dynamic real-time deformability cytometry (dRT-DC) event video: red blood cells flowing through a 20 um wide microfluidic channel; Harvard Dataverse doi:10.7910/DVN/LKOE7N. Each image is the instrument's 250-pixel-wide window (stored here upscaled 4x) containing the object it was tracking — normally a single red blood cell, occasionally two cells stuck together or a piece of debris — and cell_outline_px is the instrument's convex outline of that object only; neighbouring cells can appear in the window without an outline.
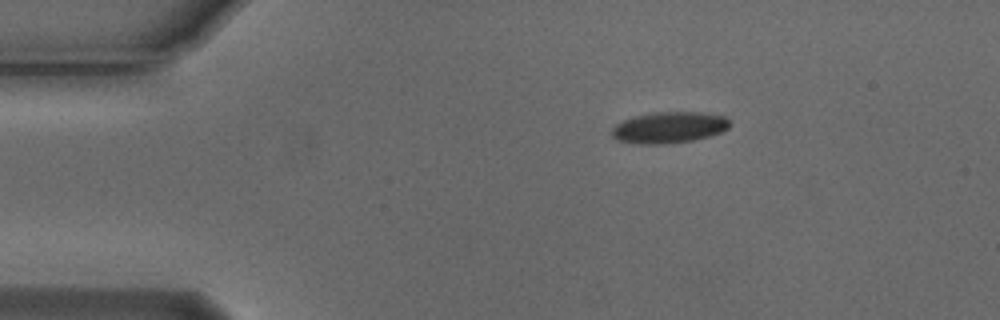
{"species": "Egyptian fruit bat (a non-hibernating species)", "species_latin": "Rousettus aegyptiacus", "temperature_condition": "cold", "stored_images_in_passage": 3, "camera_frame_rate_fps": 3000, "um_per_image_px": 0.085, "animal": {"sex": "male"}, "frame": {"image": 1, "passage_image": 1, "time_ms": 0.0, "image_size_px": [1000, 320], "cell_outline_px": [[732, 124], [728, 128], [720, 132], [708, 136], [692, 140], [660, 144], [640, 144], [616, 140], [612, 136], [612, 128], [616, 124], [624, 120], [636, 116], [656, 112], [704, 112], [724, 116]], "centroid_in_image_um": [56.87, 10.83], "position_along_channel_um": 28.1, "area_um2": 21.33}}
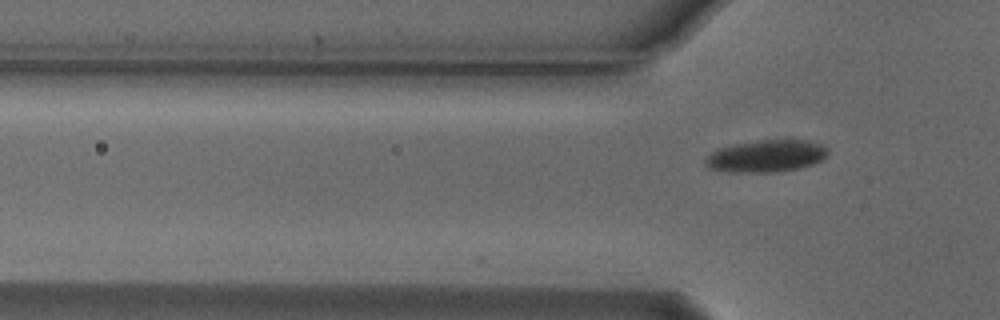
{"frame": {"image": 2, "passage_image": 3, "time_ms": 0.667, "image_size_px": [1000, 320], "cell_outline_px": [[828, 152], [824, 160], [800, 168], [776, 172], [728, 172], [708, 168], [704, 164], [704, 156], [716, 148], [756, 140], [808, 140], [824, 144], [828, 148]], "centroid_in_image_um": [65.11, 13.26], "position_along_channel_um": 60.7, "area_um2": 23.41}}